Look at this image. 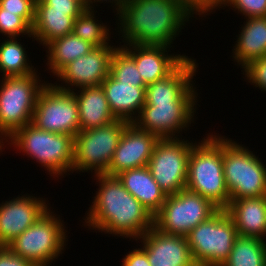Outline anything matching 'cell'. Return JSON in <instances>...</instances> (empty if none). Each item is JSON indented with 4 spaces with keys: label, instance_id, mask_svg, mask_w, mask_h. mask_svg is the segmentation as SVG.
Returning <instances> with one entry per match:
<instances>
[{
    "label": "cell",
    "instance_id": "1",
    "mask_svg": "<svg viewBox=\"0 0 266 266\" xmlns=\"http://www.w3.org/2000/svg\"><path fill=\"white\" fill-rule=\"evenodd\" d=\"M98 191L85 217V226L138 241L154 226V217L130 194L117 176L95 174Z\"/></svg>",
    "mask_w": 266,
    "mask_h": 266
},
{
    "label": "cell",
    "instance_id": "2",
    "mask_svg": "<svg viewBox=\"0 0 266 266\" xmlns=\"http://www.w3.org/2000/svg\"><path fill=\"white\" fill-rule=\"evenodd\" d=\"M116 15L117 35L122 34L120 40L124 45H162L170 48L189 18H194L175 0H128Z\"/></svg>",
    "mask_w": 266,
    "mask_h": 266
},
{
    "label": "cell",
    "instance_id": "3",
    "mask_svg": "<svg viewBox=\"0 0 266 266\" xmlns=\"http://www.w3.org/2000/svg\"><path fill=\"white\" fill-rule=\"evenodd\" d=\"M206 137L198 144L195 140L192 146L185 189L200 194L220 210H225L230 195L223 173V137L213 133Z\"/></svg>",
    "mask_w": 266,
    "mask_h": 266
},
{
    "label": "cell",
    "instance_id": "4",
    "mask_svg": "<svg viewBox=\"0 0 266 266\" xmlns=\"http://www.w3.org/2000/svg\"><path fill=\"white\" fill-rule=\"evenodd\" d=\"M11 144L28 157L36 159L49 172L50 177L72 173L74 163V137L37 128L32 123L17 129L3 143Z\"/></svg>",
    "mask_w": 266,
    "mask_h": 266
},
{
    "label": "cell",
    "instance_id": "5",
    "mask_svg": "<svg viewBox=\"0 0 266 266\" xmlns=\"http://www.w3.org/2000/svg\"><path fill=\"white\" fill-rule=\"evenodd\" d=\"M248 148L223 136V173L230 200L266 196V166Z\"/></svg>",
    "mask_w": 266,
    "mask_h": 266
},
{
    "label": "cell",
    "instance_id": "6",
    "mask_svg": "<svg viewBox=\"0 0 266 266\" xmlns=\"http://www.w3.org/2000/svg\"><path fill=\"white\" fill-rule=\"evenodd\" d=\"M49 209L32 226L14 238L6 247L34 266H50L57 259L68 238L63 220ZM50 263V264H49Z\"/></svg>",
    "mask_w": 266,
    "mask_h": 266
},
{
    "label": "cell",
    "instance_id": "7",
    "mask_svg": "<svg viewBox=\"0 0 266 266\" xmlns=\"http://www.w3.org/2000/svg\"><path fill=\"white\" fill-rule=\"evenodd\" d=\"M37 73L1 78L0 141L2 143L17 129L32 122L37 97L47 84L45 81L41 82Z\"/></svg>",
    "mask_w": 266,
    "mask_h": 266
},
{
    "label": "cell",
    "instance_id": "8",
    "mask_svg": "<svg viewBox=\"0 0 266 266\" xmlns=\"http://www.w3.org/2000/svg\"><path fill=\"white\" fill-rule=\"evenodd\" d=\"M185 237L197 266H222L229 258L238 232L226 210H219Z\"/></svg>",
    "mask_w": 266,
    "mask_h": 266
},
{
    "label": "cell",
    "instance_id": "9",
    "mask_svg": "<svg viewBox=\"0 0 266 266\" xmlns=\"http://www.w3.org/2000/svg\"><path fill=\"white\" fill-rule=\"evenodd\" d=\"M128 123L117 119L106 126L80 130L74 137L72 173L104 174Z\"/></svg>",
    "mask_w": 266,
    "mask_h": 266
},
{
    "label": "cell",
    "instance_id": "10",
    "mask_svg": "<svg viewBox=\"0 0 266 266\" xmlns=\"http://www.w3.org/2000/svg\"><path fill=\"white\" fill-rule=\"evenodd\" d=\"M219 210L200 194L184 189L166 196L161 210L154 216V227L164 234L186 236Z\"/></svg>",
    "mask_w": 266,
    "mask_h": 266
},
{
    "label": "cell",
    "instance_id": "11",
    "mask_svg": "<svg viewBox=\"0 0 266 266\" xmlns=\"http://www.w3.org/2000/svg\"><path fill=\"white\" fill-rule=\"evenodd\" d=\"M31 123L44 131L75 137L80 126L73 92L48 82L39 92Z\"/></svg>",
    "mask_w": 266,
    "mask_h": 266
},
{
    "label": "cell",
    "instance_id": "12",
    "mask_svg": "<svg viewBox=\"0 0 266 266\" xmlns=\"http://www.w3.org/2000/svg\"><path fill=\"white\" fill-rule=\"evenodd\" d=\"M185 139H160L148 163L154 180L167 194H176L186 187L188 160L193 146Z\"/></svg>",
    "mask_w": 266,
    "mask_h": 266
},
{
    "label": "cell",
    "instance_id": "13",
    "mask_svg": "<svg viewBox=\"0 0 266 266\" xmlns=\"http://www.w3.org/2000/svg\"><path fill=\"white\" fill-rule=\"evenodd\" d=\"M117 48L118 45L116 47L111 44L95 47L88 54L73 60L56 75L62 85L56 82L55 86L73 92L74 87L78 89L101 85L110 74L111 58Z\"/></svg>",
    "mask_w": 266,
    "mask_h": 266
},
{
    "label": "cell",
    "instance_id": "14",
    "mask_svg": "<svg viewBox=\"0 0 266 266\" xmlns=\"http://www.w3.org/2000/svg\"><path fill=\"white\" fill-rule=\"evenodd\" d=\"M197 67L196 60L187 57L170 75L146 85L144 105L197 104L198 92L192 80Z\"/></svg>",
    "mask_w": 266,
    "mask_h": 266
},
{
    "label": "cell",
    "instance_id": "15",
    "mask_svg": "<svg viewBox=\"0 0 266 266\" xmlns=\"http://www.w3.org/2000/svg\"><path fill=\"white\" fill-rule=\"evenodd\" d=\"M197 104H156L143 105L138 117L132 122L159 139H174L189 129L194 122ZM192 121V122H191ZM177 134V135H176Z\"/></svg>",
    "mask_w": 266,
    "mask_h": 266
},
{
    "label": "cell",
    "instance_id": "16",
    "mask_svg": "<svg viewBox=\"0 0 266 266\" xmlns=\"http://www.w3.org/2000/svg\"><path fill=\"white\" fill-rule=\"evenodd\" d=\"M160 139L146 130L128 123L104 174L117 176L123 171L148 166L156 143Z\"/></svg>",
    "mask_w": 266,
    "mask_h": 266
},
{
    "label": "cell",
    "instance_id": "17",
    "mask_svg": "<svg viewBox=\"0 0 266 266\" xmlns=\"http://www.w3.org/2000/svg\"><path fill=\"white\" fill-rule=\"evenodd\" d=\"M45 198L18 195L0 204V246H6L50 208Z\"/></svg>",
    "mask_w": 266,
    "mask_h": 266
},
{
    "label": "cell",
    "instance_id": "18",
    "mask_svg": "<svg viewBox=\"0 0 266 266\" xmlns=\"http://www.w3.org/2000/svg\"><path fill=\"white\" fill-rule=\"evenodd\" d=\"M138 240L151 266H197L185 236L164 234L153 226Z\"/></svg>",
    "mask_w": 266,
    "mask_h": 266
},
{
    "label": "cell",
    "instance_id": "19",
    "mask_svg": "<svg viewBox=\"0 0 266 266\" xmlns=\"http://www.w3.org/2000/svg\"><path fill=\"white\" fill-rule=\"evenodd\" d=\"M120 47L135 61L146 85L167 77L188 57L169 54L170 47L162 45L125 44Z\"/></svg>",
    "mask_w": 266,
    "mask_h": 266
},
{
    "label": "cell",
    "instance_id": "20",
    "mask_svg": "<svg viewBox=\"0 0 266 266\" xmlns=\"http://www.w3.org/2000/svg\"><path fill=\"white\" fill-rule=\"evenodd\" d=\"M101 86L114 117L132 123L145 104L146 87L119 82L111 74L106 77Z\"/></svg>",
    "mask_w": 266,
    "mask_h": 266
},
{
    "label": "cell",
    "instance_id": "21",
    "mask_svg": "<svg viewBox=\"0 0 266 266\" xmlns=\"http://www.w3.org/2000/svg\"><path fill=\"white\" fill-rule=\"evenodd\" d=\"M225 210L238 236L266 240V196L230 200Z\"/></svg>",
    "mask_w": 266,
    "mask_h": 266
},
{
    "label": "cell",
    "instance_id": "22",
    "mask_svg": "<svg viewBox=\"0 0 266 266\" xmlns=\"http://www.w3.org/2000/svg\"><path fill=\"white\" fill-rule=\"evenodd\" d=\"M82 12L51 10L42 0H36L33 38L46 46L52 40L72 33L74 20Z\"/></svg>",
    "mask_w": 266,
    "mask_h": 266
},
{
    "label": "cell",
    "instance_id": "23",
    "mask_svg": "<svg viewBox=\"0 0 266 266\" xmlns=\"http://www.w3.org/2000/svg\"><path fill=\"white\" fill-rule=\"evenodd\" d=\"M124 188L154 217L165 202L167 194L154 180L148 166L123 171L117 175Z\"/></svg>",
    "mask_w": 266,
    "mask_h": 266
},
{
    "label": "cell",
    "instance_id": "24",
    "mask_svg": "<svg viewBox=\"0 0 266 266\" xmlns=\"http://www.w3.org/2000/svg\"><path fill=\"white\" fill-rule=\"evenodd\" d=\"M79 89L75 88L73 94L78 105L80 130L106 126L117 120L101 85Z\"/></svg>",
    "mask_w": 266,
    "mask_h": 266
},
{
    "label": "cell",
    "instance_id": "25",
    "mask_svg": "<svg viewBox=\"0 0 266 266\" xmlns=\"http://www.w3.org/2000/svg\"><path fill=\"white\" fill-rule=\"evenodd\" d=\"M241 32L237 36L235 46L232 49L233 60L241 68L251 61L266 56V17L246 18Z\"/></svg>",
    "mask_w": 266,
    "mask_h": 266
},
{
    "label": "cell",
    "instance_id": "26",
    "mask_svg": "<svg viewBox=\"0 0 266 266\" xmlns=\"http://www.w3.org/2000/svg\"><path fill=\"white\" fill-rule=\"evenodd\" d=\"M92 44L76 37L73 33L52 40L45 46L48 70L56 76L66 65L73 60L88 54Z\"/></svg>",
    "mask_w": 266,
    "mask_h": 266
},
{
    "label": "cell",
    "instance_id": "27",
    "mask_svg": "<svg viewBox=\"0 0 266 266\" xmlns=\"http://www.w3.org/2000/svg\"><path fill=\"white\" fill-rule=\"evenodd\" d=\"M18 41L17 38H7L0 43V72L2 78L26 76L37 72L31 61L29 63L26 49L19 39Z\"/></svg>",
    "mask_w": 266,
    "mask_h": 266
},
{
    "label": "cell",
    "instance_id": "28",
    "mask_svg": "<svg viewBox=\"0 0 266 266\" xmlns=\"http://www.w3.org/2000/svg\"><path fill=\"white\" fill-rule=\"evenodd\" d=\"M222 266H266V240L238 236Z\"/></svg>",
    "mask_w": 266,
    "mask_h": 266
},
{
    "label": "cell",
    "instance_id": "29",
    "mask_svg": "<svg viewBox=\"0 0 266 266\" xmlns=\"http://www.w3.org/2000/svg\"><path fill=\"white\" fill-rule=\"evenodd\" d=\"M94 9H85L74 20L72 33L84 41L89 42L94 47H103L111 44L110 27L101 23L95 17ZM97 20V21H96ZM100 22V23H99ZM108 26V27H107Z\"/></svg>",
    "mask_w": 266,
    "mask_h": 266
},
{
    "label": "cell",
    "instance_id": "30",
    "mask_svg": "<svg viewBox=\"0 0 266 266\" xmlns=\"http://www.w3.org/2000/svg\"><path fill=\"white\" fill-rule=\"evenodd\" d=\"M110 74L119 82L146 87L135 61L121 47H118L112 55Z\"/></svg>",
    "mask_w": 266,
    "mask_h": 266
},
{
    "label": "cell",
    "instance_id": "31",
    "mask_svg": "<svg viewBox=\"0 0 266 266\" xmlns=\"http://www.w3.org/2000/svg\"><path fill=\"white\" fill-rule=\"evenodd\" d=\"M0 33L6 38H19L20 35L32 37V27L16 13L5 12L0 7Z\"/></svg>",
    "mask_w": 266,
    "mask_h": 266
},
{
    "label": "cell",
    "instance_id": "32",
    "mask_svg": "<svg viewBox=\"0 0 266 266\" xmlns=\"http://www.w3.org/2000/svg\"><path fill=\"white\" fill-rule=\"evenodd\" d=\"M226 6L237 10L245 18L266 17V0H214V9Z\"/></svg>",
    "mask_w": 266,
    "mask_h": 266
},
{
    "label": "cell",
    "instance_id": "33",
    "mask_svg": "<svg viewBox=\"0 0 266 266\" xmlns=\"http://www.w3.org/2000/svg\"><path fill=\"white\" fill-rule=\"evenodd\" d=\"M35 2L36 0H0V7L5 12L21 16L32 27L35 19Z\"/></svg>",
    "mask_w": 266,
    "mask_h": 266
},
{
    "label": "cell",
    "instance_id": "34",
    "mask_svg": "<svg viewBox=\"0 0 266 266\" xmlns=\"http://www.w3.org/2000/svg\"><path fill=\"white\" fill-rule=\"evenodd\" d=\"M241 71L248 83L266 92V56L251 61Z\"/></svg>",
    "mask_w": 266,
    "mask_h": 266
},
{
    "label": "cell",
    "instance_id": "35",
    "mask_svg": "<svg viewBox=\"0 0 266 266\" xmlns=\"http://www.w3.org/2000/svg\"><path fill=\"white\" fill-rule=\"evenodd\" d=\"M186 8L193 16L194 14L206 17L214 10V0H175ZM209 12V13H208ZM206 14V15H205Z\"/></svg>",
    "mask_w": 266,
    "mask_h": 266
},
{
    "label": "cell",
    "instance_id": "36",
    "mask_svg": "<svg viewBox=\"0 0 266 266\" xmlns=\"http://www.w3.org/2000/svg\"><path fill=\"white\" fill-rule=\"evenodd\" d=\"M51 10L59 11H84L85 0H42Z\"/></svg>",
    "mask_w": 266,
    "mask_h": 266
},
{
    "label": "cell",
    "instance_id": "37",
    "mask_svg": "<svg viewBox=\"0 0 266 266\" xmlns=\"http://www.w3.org/2000/svg\"><path fill=\"white\" fill-rule=\"evenodd\" d=\"M0 266H34L30 261L15 255L6 246H0Z\"/></svg>",
    "mask_w": 266,
    "mask_h": 266
},
{
    "label": "cell",
    "instance_id": "38",
    "mask_svg": "<svg viewBox=\"0 0 266 266\" xmlns=\"http://www.w3.org/2000/svg\"><path fill=\"white\" fill-rule=\"evenodd\" d=\"M121 266H151L147 253L142 248H136L128 252L123 258Z\"/></svg>",
    "mask_w": 266,
    "mask_h": 266
},
{
    "label": "cell",
    "instance_id": "39",
    "mask_svg": "<svg viewBox=\"0 0 266 266\" xmlns=\"http://www.w3.org/2000/svg\"><path fill=\"white\" fill-rule=\"evenodd\" d=\"M110 2V4L112 3V5H114L113 7L115 8L116 12H118V10L123 7V5L128 1V0H85V7L86 9H94V4L93 3H103V2ZM114 2V3H113Z\"/></svg>",
    "mask_w": 266,
    "mask_h": 266
},
{
    "label": "cell",
    "instance_id": "40",
    "mask_svg": "<svg viewBox=\"0 0 266 266\" xmlns=\"http://www.w3.org/2000/svg\"><path fill=\"white\" fill-rule=\"evenodd\" d=\"M2 148H4V143H2V142L0 141V152H1V153H2V151H3ZM1 153H0V154H1Z\"/></svg>",
    "mask_w": 266,
    "mask_h": 266
}]
</instances>
